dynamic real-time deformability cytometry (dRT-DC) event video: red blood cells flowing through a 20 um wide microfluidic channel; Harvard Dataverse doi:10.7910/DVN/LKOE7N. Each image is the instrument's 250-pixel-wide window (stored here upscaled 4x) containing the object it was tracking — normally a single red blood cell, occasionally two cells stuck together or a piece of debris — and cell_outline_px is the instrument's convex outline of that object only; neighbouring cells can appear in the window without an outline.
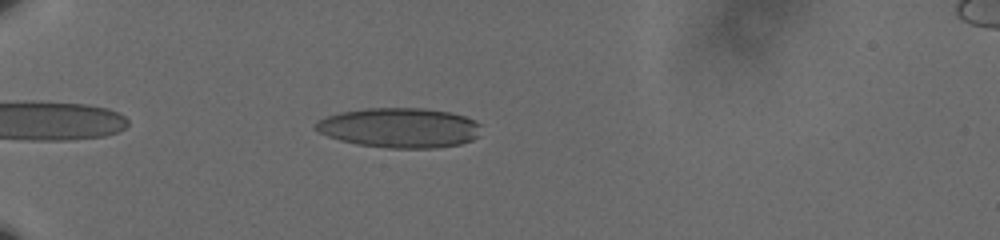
{"species": "human", "species_latin": "Homo sapiens", "temperature_condition": "cold", "stored_images_in_passage": 45, "camera_frame_rate_fps": 3000, "um_per_image_px": 0.085, "donor": {"sex": "male"}, "frame": {"image": 1, "passage_image": 5, "time_ms": 1.333, "image_size_px": [1000, 240], "cell_outline_px": [[480, 136], [472, 140], [460, 144], [436, 148], [388, 148], [356, 144], [340, 140], [328, 136], [312, 128], [316, 120], [340, 112], [368, 108], [424, 108], [448, 112], [464, 116], [476, 120], [480, 124]], "centroid_in_image_um": [33.97, 10.86], "position_along_channel_um": 51.0, "area_um2": 38.67}}
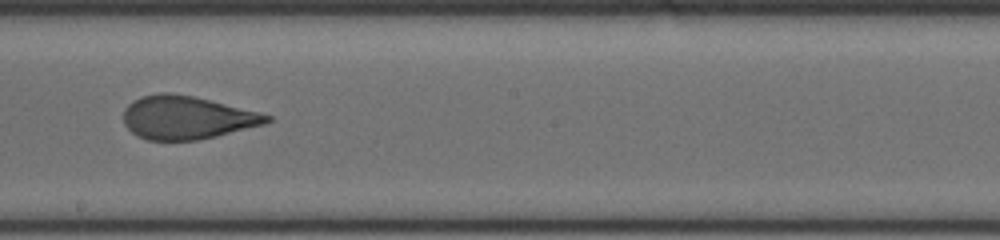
{"frame": {"image": 2, "passage_image": 23, "time_ms": 7.333, "image_size_px": [1000, 240], "cell_outline_px": [[272, 120], [264, 124], [216, 136], [196, 140], [148, 140], [136, 136], [124, 124], [124, 108], [132, 100], [140, 96], [160, 92], [172, 92], [192, 96], [260, 112], [272, 116]], "centroid_in_image_um": [15.84, 9.98], "position_along_channel_um": 232.4, "area_um2": 36.07}}
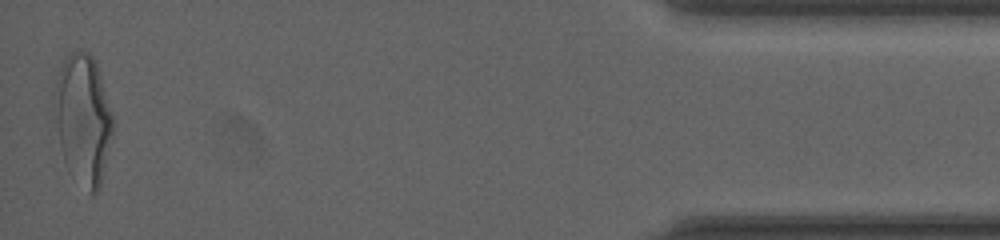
{"frame": {"image": 3, "passage_image": 45, "time_ms": 14.667, "image_size_px": [1000, 240], "cell_outline_px": [[112, 136], [100, 188], [92, 196], [68, 172], [60, 148], [52, 96], [56, 80], [60, 68], [64, 60], [72, 52], [88, 52], [92, 56], [96, 64], [112, 112]], "centroid_in_image_um": [7.04, 10.18], "position_along_channel_um": 428.2, "area_um2": 44.1}, "authors_computed_cell_mechanics": {"area_um2": 37.5122, "velocity_mm_per_s": 3.5878, "shape_relaxation_time_tau1_ms": 8.174, "shape_relaxation_time_tau2_ms": 1.1517, "deformation_change_tau1": 0.2283, "deformation_change_tau2": 0.0927}}